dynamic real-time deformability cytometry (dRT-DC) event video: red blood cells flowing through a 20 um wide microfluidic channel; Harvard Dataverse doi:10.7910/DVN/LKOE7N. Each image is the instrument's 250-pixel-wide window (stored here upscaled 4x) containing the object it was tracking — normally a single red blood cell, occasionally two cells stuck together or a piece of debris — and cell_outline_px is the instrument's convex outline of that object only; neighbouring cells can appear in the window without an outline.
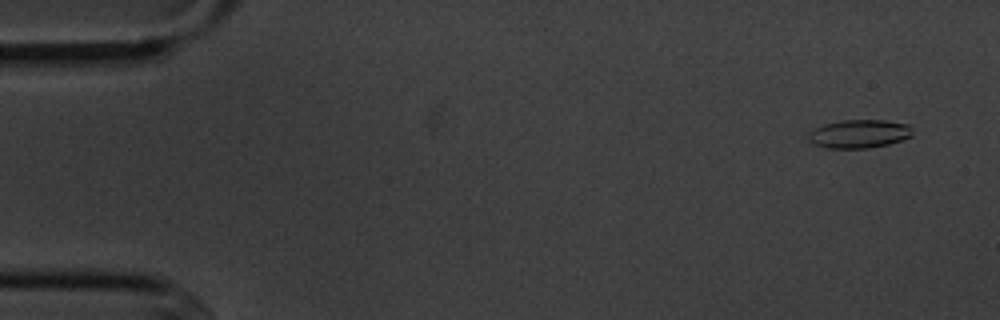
{"species": "common noctule bat (a hibernating species)", "species_latin": "Nyctalus noctula", "temperature_condition": "cold", "stored_images_in_passage": 4, "camera_frame_rate_fps": 3000, "um_per_image_px": 0.085, "animal": {"sex": "male", "body_mass_g": 20.1, "forearm_length_mm": 53.5}, "frame": {"image": 1, "passage_image": 1, "time_ms": 0.0, "image_size_px": [1000, 320], "cell_outline_px": [[912, 136], [888, 144], [868, 148], [828, 148], [812, 144], [808, 140], [808, 132], [824, 124], [844, 120], [884, 120], [912, 124]], "centroid_in_image_um": [73.04, 11.37], "position_along_channel_um": 12.0, "area_um2": 17.34}}